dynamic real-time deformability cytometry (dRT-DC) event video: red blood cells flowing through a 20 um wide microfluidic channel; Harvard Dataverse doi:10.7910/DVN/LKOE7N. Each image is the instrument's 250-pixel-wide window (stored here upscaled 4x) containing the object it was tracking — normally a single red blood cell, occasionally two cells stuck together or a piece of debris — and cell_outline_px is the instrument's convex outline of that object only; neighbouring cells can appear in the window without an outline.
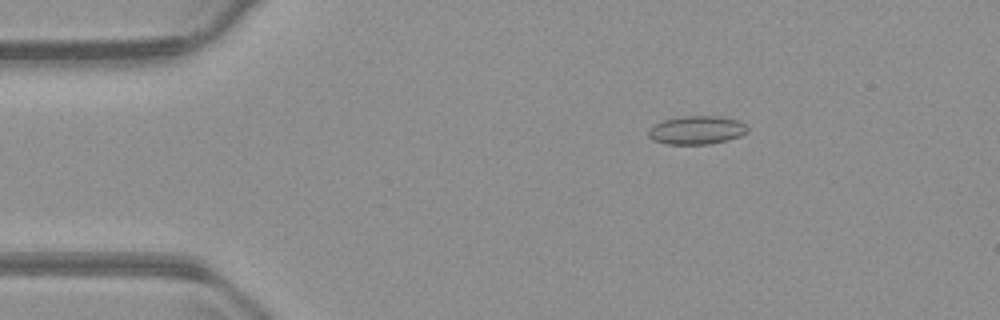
{"species": "common noctule bat (a hibernating species)", "species_latin": "Nyctalus noctula", "temperature_condition": "warm", "stored_images_in_passage": 55, "camera_frame_rate_fps": 3000, "um_per_image_px": 0.085, "animal": {"sex": "male", "body_mass_g": 23.1, "forearm_length_mm": 52.7}, "frame": {"image": 1, "passage_image": 9, "time_ms": 2.667, "image_size_px": [1000, 320], "cell_outline_px": [[748, 132], [740, 136], [728, 140], [708, 144], [664, 144], [652, 140], [648, 136], [648, 132], [656, 124], [664, 120], [684, 116], [716, 116], [736, 120], [744, 124], [748, 128]], "centroid_in_image_um": [59.22, 11.07], "position_along_channel_um": 25.8, "area_um2": 16.24}}
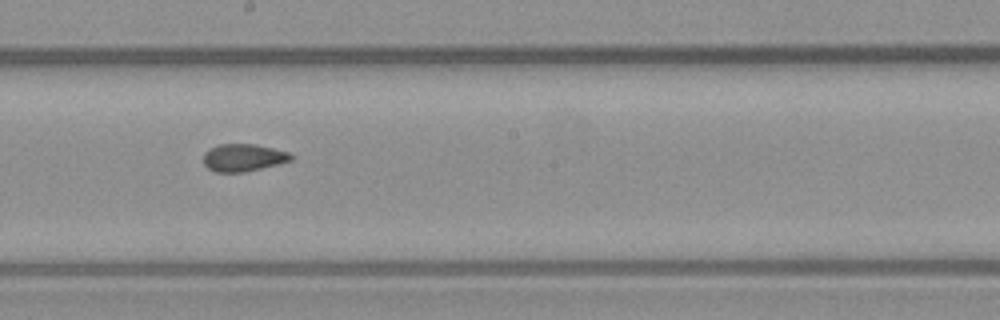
{"frame": {"image": 2, "passage_image": 30, "time_ms": 9.667, "image_size_px": [1000, 320], "cell_outline_px": [[292, 160], [244, 172], [216, 172], [208, 168], [204, 164], [204, 152], [208, 148], [220, 144], [256, 144], [288, 152], [292, 156]], "centroid_in_image_um": [20.64, 13.39], "position_along_channel_um": 227.6, "area_um2": 13.87}}
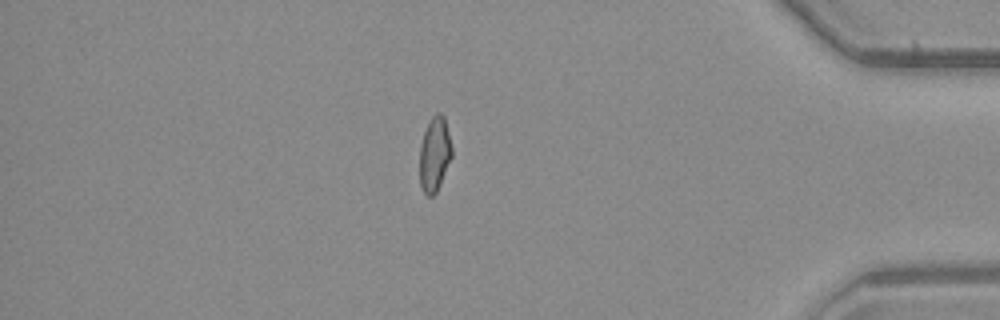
{"frame": {"image": 3, "passage_image": 47, "time_ms": 15.333, "image_size_px": [1000, 320], "cell_outline_px": [[452, 156], [440, 184], [436, 192], [432, 196], [428, 196], [424, 192], [420, 184], [420, 144], [428, 120], [436, 112], [440, 112], [444, 116], [452, 148]], "centroid_in_image_um": [36.93, 13.07], "position_along_channel_um": 398.3, "area_um2": 13.99}, "authors_computed_cell_mechanics": {"area_um2": 14.6234, "velocity_mm_per_s": 3.7346, "shape_relaxation_time_tau1_ms": null, "shape_relaxation_time_tau2_ms": 2.3727, "deformation_change_tau1": null, "deformation_change_tau2": 0.0709}}